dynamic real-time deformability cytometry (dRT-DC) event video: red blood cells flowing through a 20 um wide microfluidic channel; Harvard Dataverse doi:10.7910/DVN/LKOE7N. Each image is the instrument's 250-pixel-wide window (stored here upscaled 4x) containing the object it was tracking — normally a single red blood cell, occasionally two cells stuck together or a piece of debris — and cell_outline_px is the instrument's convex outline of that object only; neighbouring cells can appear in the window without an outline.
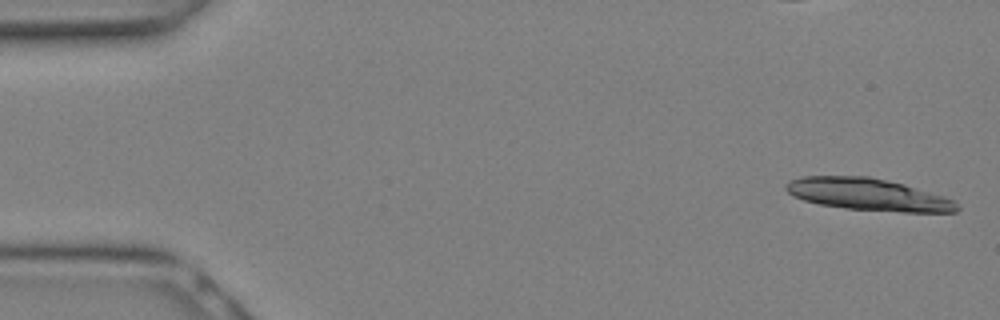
{"species": "Egyptian fruit bat (a non-hibernating species)", "species_latin": "Rousettus aegyptiacus", "temperature_condition": "warm", "stored_images_in_passage": 9, "camera_frame_rate_fps": 3000, "um_per_image_px": 0.085, "animal": {"sex": "female"}, "frame": {"image": 1, "passage_image": 1, "time_ms": 0.0, "image_size_px": [1000, 320], "cell_outline_px": [[960, 208], [956, 212], [900, 212], [844, 208], [820, 204], [804, 200], [792, 196], [784, 188], [784, 184], [788, 180], [800, 176], [868, 176], [888, 180], [904, 184], [944, 196], [952, 200]], "centroid_in_image_um": [73.74, 16.52], "position_along_channel_um": 11.3, "area_um2": 32.08}}